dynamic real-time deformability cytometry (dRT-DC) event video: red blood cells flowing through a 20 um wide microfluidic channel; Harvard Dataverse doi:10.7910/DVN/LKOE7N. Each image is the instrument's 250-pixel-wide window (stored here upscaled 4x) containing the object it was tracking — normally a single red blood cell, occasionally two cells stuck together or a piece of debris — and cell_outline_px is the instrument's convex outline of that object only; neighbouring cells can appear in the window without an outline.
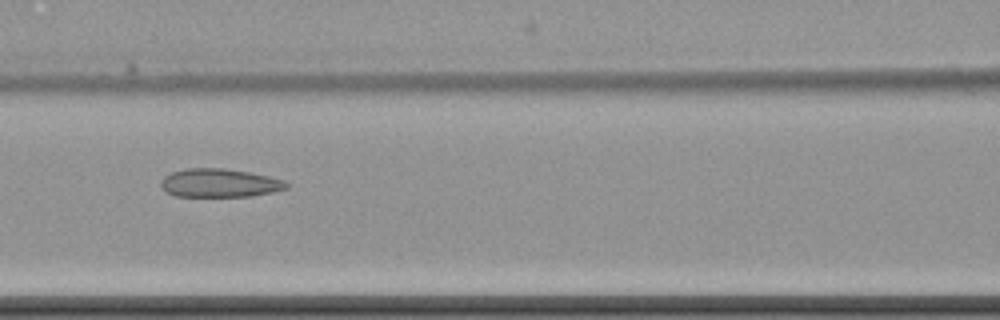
{"species": "common noctule bat (a hibernating species)", "species_latin": "Nyctalus noctula", "temperature_condition": "cold", "stored_images_in_passage": 11, "camera_frame_rate_fps": 3000, "um_per_image_px": 0.085, "animal": {"sex": "female", "body_mass_g": 22.7, "forearm_length_mm": 54.2}, "frame": {"image": 1, "passage_image": 7, "time_ms": 8.333, "image_size_px": [1000, 320], "cell_outline_px": [[288, 188], [272, 192], [252, 196], [176, 196], [168, 192], [160, 184], [160, 180], [164, 176], [172, 172], [184, 168], [224, 168], [248, 172], [268, 176], [284, 180], [288, 184]], "centroid_in_image_um": [18.66, 15.55], "position_along_channel_um": 147.9, "area_um2": 20.75}}
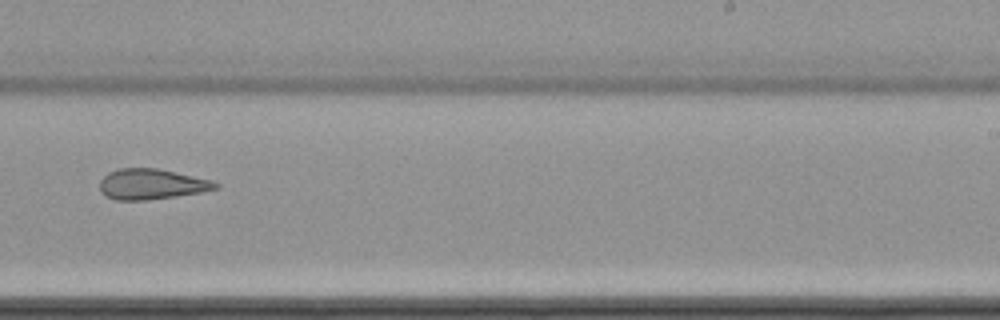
{"frame": {"image": 2, "passage_image": 10, "time_ms": 12.0, "image_size_px": [1000, 320], "cell_outline_px": [[220, 188], [200, 192], [176, 196], [148, 200], [116, 200], [104, 196], [100, 192], [100, 180], [108, 172], [120, 168], [156, 168], [212, 180], [220, 184]], "centroid_in_image_um": [12.86, 15.66], "position_along_channel_um": 276.1, "area_um2": 20.63}}
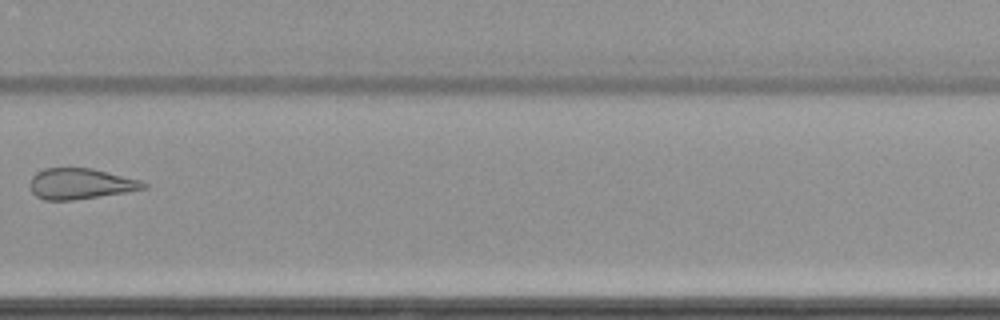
{"frame": {"image": 3, "passage_image": 11, "time_ms": 13.333, "image_size_px": [1000, 320], "cell_outline_px": [[148, 188], [100, 196], [72, 200], [44, 200], [36, 196], [32, 192], [28, 184], [32, 176], [36, 172], [44, 168], [92, 168], [140, 180], [148, 184]], "centroid_in_image_um": [6.81, 15.61], "position_along_channel_um": 323.0, "area_um2": 20.4}}